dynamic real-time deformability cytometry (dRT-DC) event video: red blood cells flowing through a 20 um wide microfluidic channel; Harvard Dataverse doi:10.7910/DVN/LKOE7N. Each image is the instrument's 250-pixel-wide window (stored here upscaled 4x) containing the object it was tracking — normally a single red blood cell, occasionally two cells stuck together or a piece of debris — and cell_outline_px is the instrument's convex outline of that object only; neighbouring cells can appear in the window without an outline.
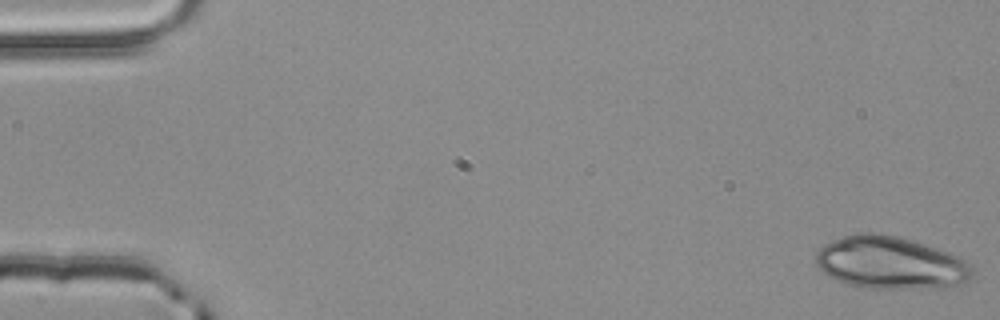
{"species": "common noctule bat (a hibernating species)", "species_latin": "Nyctalus noctula", "temperature_condition": "room temperature", "stored_images_in_passage": 4, "camera_frame_rate_fps": 3000, "um_per_image_px": 0.085, "animal": {"sex": "male", "body_mass_g": 20.4}, "frame": {"image": 1, "passage_image": 1, "time_ms": 0.0, "image_size_px": [1000, 320], "cell_outline_px": [[972, 276], [964, 284], [944, 288], [872, 288], [848, 284], [836, 280], [828, 276], [816, 264], [816, 252], [824, 244], [832, 240], [844, 236], [860, 232], [880, 232], [912, 240], [948, 252], [968, 260], [972, 264]], "centroid_in_image_um": [75.72, 22.33], "position_along_channel_um": 9.3, "area_um2": 48.21}}